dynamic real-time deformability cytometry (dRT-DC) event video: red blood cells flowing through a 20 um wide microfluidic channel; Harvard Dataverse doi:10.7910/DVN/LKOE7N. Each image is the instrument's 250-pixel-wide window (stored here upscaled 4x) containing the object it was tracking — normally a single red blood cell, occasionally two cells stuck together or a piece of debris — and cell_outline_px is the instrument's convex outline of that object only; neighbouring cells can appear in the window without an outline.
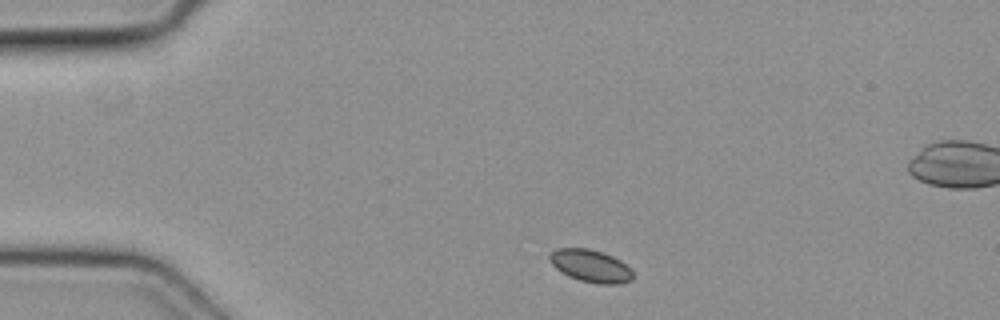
{"species": "common noctule bat (a hibernating species)", "species_latin": "Nyctalus noctula", "temperature_condition": "cold", "stored_images_in_passage": 3, "camera_frame_rate_fps": 3000, "um_per_image_px": 0.085, "animal": {"sex": "female", "body_mass_g": 19.3, "forearm_length_mm": 54.1}, "frame": {"image": 1, "passage_image": 1, "time_ms": 0.0, "image_size_px": [1000, 320], "cell_outline_px": [[632, 280], [620, 284], [596, 284], [580, 280], [568, 276], [556, 268], [548, 260], [548, 252], [556, 248], [588, 248], [604, 252], [620, 260], [632, 268]], "centroid_in_image_um": [50.19, 22.59], "position_along_channel_um": 34.8, "area_um2": 16.07}}